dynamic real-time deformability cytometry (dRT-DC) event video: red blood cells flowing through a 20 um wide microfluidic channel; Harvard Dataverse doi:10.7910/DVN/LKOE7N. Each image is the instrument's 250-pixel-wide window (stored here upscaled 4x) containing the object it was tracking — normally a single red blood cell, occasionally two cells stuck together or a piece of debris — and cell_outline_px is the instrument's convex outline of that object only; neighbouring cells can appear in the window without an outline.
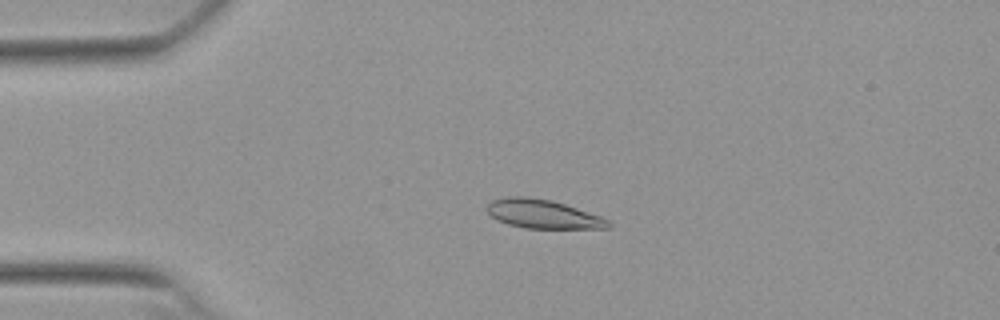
{"species": "Egyptian fruit bat (a non-hibernating species)", "species_latin": "Rousettus aegyptiacus", "temperature_condition": "warm", "stored_images_in_passage": 54, "camera_frame_rate_fps": 3000, "um_per_image_px": 0.085, "animal": {"sex": "female"}, "frame": {"image": 1, "passage_image": 13, "time_ms": 4.0, "image_size_px": [1000, 320], "cell_outline_px": [[612, 224], [608, 228], [524, 228], [508, 224], [492, 216], [484, 208], [492, 200], [508, 196], [524, 196], [552, 200], [600, 216], [608, 220]], "centroid_in_image_um": [46.12, 18.18], "position_along_channel_um": 38.9, "area_um2": 20.17}}
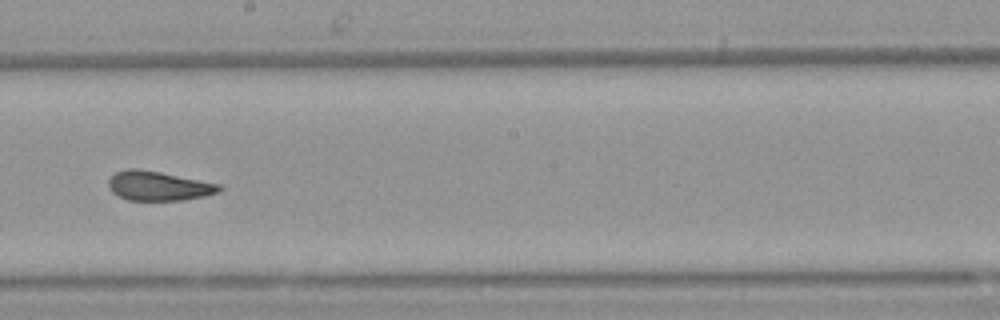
{"frame": {"image": 2, "passage_image": 31, "time_ms": 10.0, "image_size_px": [1000, 320], "cell_outline_px": [[224, 188], [220, 192], [204, 196], [184, 200], [128, 200], [112, 192], [108, 188], [108, 180], [116, 172], [128, 168], [136, 168], [160, 172], [220, 184]], "centroid_in_image_um": [13.48, 15.8], "position_along_channel_um": 234.7, "area_um2": 18.96}}
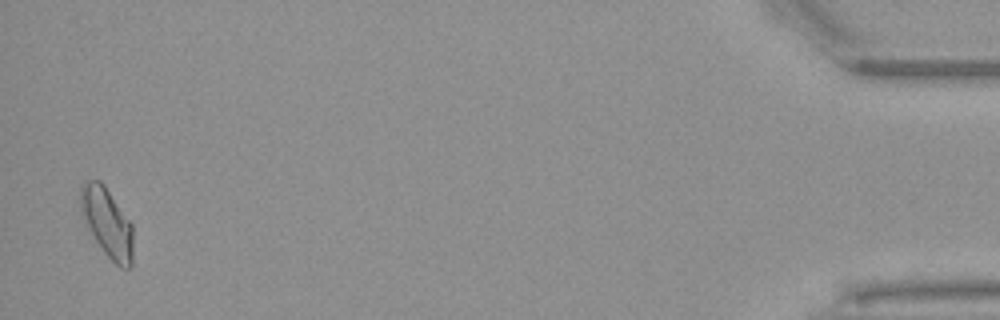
{"frame": {"image": 3, "passage_image": 53, "time_ms": 17.333, "image_size_px": [1000, 320], "cell_outline_px": [[132, 268], [120, 268], [104, 252], [88, 228], [80, 212], [80, 184], [84, 180], [100, 180], [104, 184], [132, 224]], "centroid_in_image_um": [9.09, 18.89], "position_along_channel_um": 426.1, "area_um2": 21.15}, "authors_computed_cell_mechanics": {"area_um2": 19.9121, "velocity_mm_per_s": 3.8235, "shape_relaxation_time_tau1_ms": null, "shape_relaxation_time_tau2_ms": 1.662, "deformation_change_tau1": null, "deformation_change_tau2": 0.0691}}